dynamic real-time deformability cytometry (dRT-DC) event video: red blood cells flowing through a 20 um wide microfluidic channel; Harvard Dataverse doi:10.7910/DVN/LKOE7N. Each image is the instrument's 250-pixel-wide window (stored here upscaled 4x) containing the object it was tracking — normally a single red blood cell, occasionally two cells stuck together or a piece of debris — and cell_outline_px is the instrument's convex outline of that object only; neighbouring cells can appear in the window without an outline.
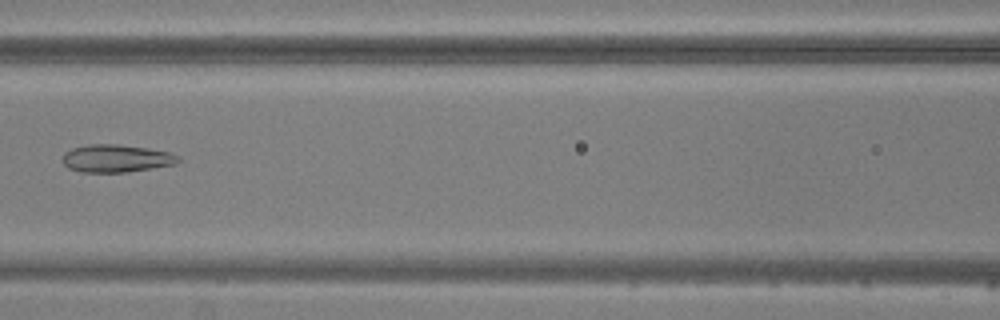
{"species": "common noctule bat (a hibernating species)", "species_latin": "Nyctalus noctula", "temperature_condition": "warm", "stored_images_in_passage": 4, "camera_frame_rate_fps": 3000, "um_per_image_px": 0.085, "animal": {"sex": "male", "body_mass_g": 20.5, "forearm_length_mm": 52.5}, "frame": {"image": 1, "passage_image": 4, "time_ms": 5.0, "image_size_px": [1000, 320], "cell_outline_px": [[184, 160], [176, 164], [128, 172], [80, 172], [68, 168], [60, 160], [64, 152], [72, 148], [88, 144], [116, 144], [148, 148], [168, 152], [180, 156]], "centroid_in_image_um": [9.88, 13.46], "position_along_channel_um": 156.7, "area_um2": 18.96}}